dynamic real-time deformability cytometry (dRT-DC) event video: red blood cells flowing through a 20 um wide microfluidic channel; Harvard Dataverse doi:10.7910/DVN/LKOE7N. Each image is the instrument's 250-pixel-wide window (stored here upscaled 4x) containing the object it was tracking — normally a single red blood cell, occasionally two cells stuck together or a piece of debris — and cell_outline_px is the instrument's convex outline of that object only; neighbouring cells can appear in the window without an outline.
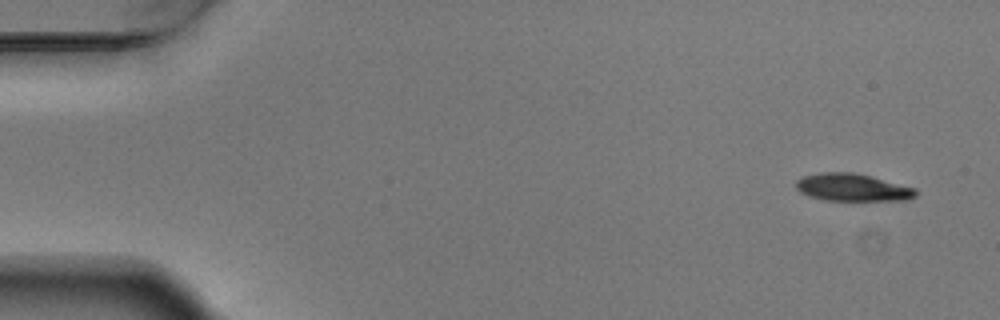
{"species": "Egyptian fruit bat (a non-hibernating species)", "species_latin": "Rousettus aegyptiacus", "temperature_condition": "warm", "stored_images_in_passage": 4, "camera_frame_rate_fps": 3000, "um_per_image_px": 0.085, "animal": {"sex": "male"}, "frame": {"image": 1, "passage_image": 1, "time_ms": 0.0, "image_size_px": [1000, 320], "cell_outline_px": [[920, 192], [916, 196], [908, 200], [824, 200], [808, 196], [800, 192], [796, 188], [796, 180], [804, 176], [820, 172], [852, 172], [916, 188]], "centroid_in_image_um": [72.46, 15.94], "position_along_channel_um": 12.5, "area_um2": 19.13}}
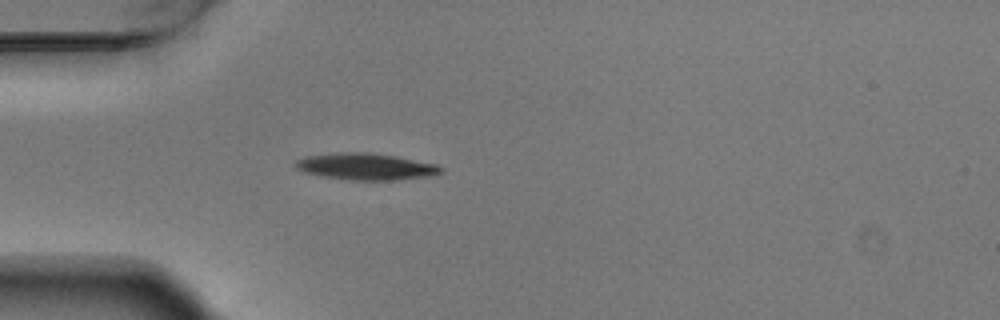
{"frame": {"image": 2, "passage_image": 4, "time_ms": 1.0, "image_size_px": [1000, 320], "cell_outline_px": [[444, 168], [440, 172], [432, 176], [396, 180], [348, 180], [320, 176], [304, 172], [296, 168], [292, 164], [296, 160], [304, 156], [340, 152], [368, 152], [396, 156], [436, 164]], "centroid_in_image_um": [31.06, 14.16], "position_along_channel_um": 53.9, "area_um2": 22.83}}